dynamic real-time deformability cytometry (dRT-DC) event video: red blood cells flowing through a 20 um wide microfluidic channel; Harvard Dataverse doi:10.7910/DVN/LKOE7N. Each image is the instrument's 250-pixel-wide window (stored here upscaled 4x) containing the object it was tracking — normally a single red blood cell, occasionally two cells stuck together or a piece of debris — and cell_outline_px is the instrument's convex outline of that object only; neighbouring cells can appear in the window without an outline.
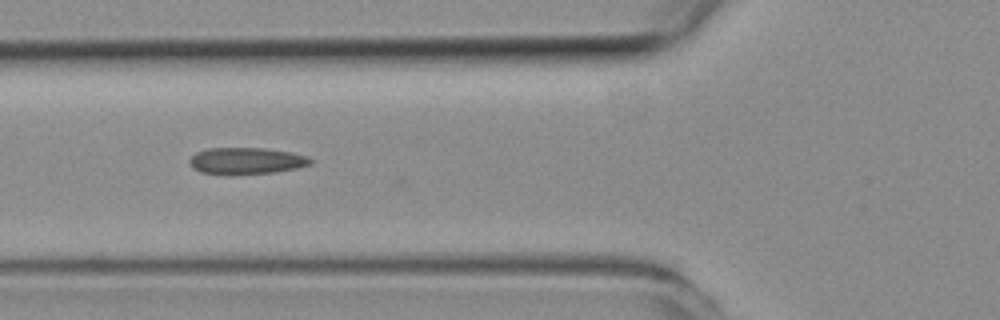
{"species": "common noctule bat (a hibernating species)", "species_latin": "Nyctalus noctula", "temperature_condition": "room temperature", "stored_images_in_passage": 38, "camera_frame_rate_fps": 3000, "um_per_image_px": 0.085, "animal": {"sex": "female", "body_mass_g": 19.3, "forearm_length_mm": 54.1}, "frame": {"image": 1, "passage_image": 6, "time_ms": 1.667, "image_size_px": [1000, 320], "cell_outline_px": [[312, 164], [296, 168], [272, 172], [232, 176], [200, 172], [192, 168], [188, 164], [188, 160], [196, 152], [208, 148], [264, 148], [288, 152], [308, 156], [312, 160]], "centroid_in_image_um": [20.87, 13.69], "position_along_channel_um": 104.9, "area_um2": 19.07}}
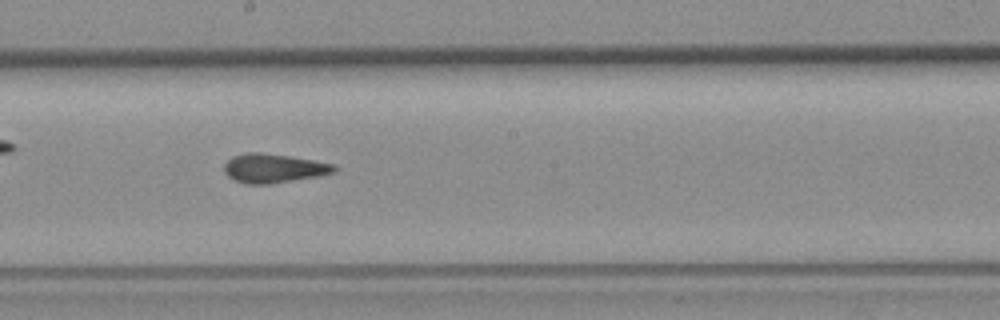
{"frame": {"image": 2, "passage_image": 15, "time_ms": 4.667, "image_size_px": [1000, 320], "cell_outline_px": [[336, 172], [320, 176], [268, 184], [244, 184], [228, 176], [224, 172], [224, 164], [232, 156], [248, 152], [260, 152], [288, 156], [312, 160], [332, 164], [336, 168]], "centroid_in_image_um": [23.23, 14.31], "position_along_channel_um": 225.0, "area_um2": 18.5}}
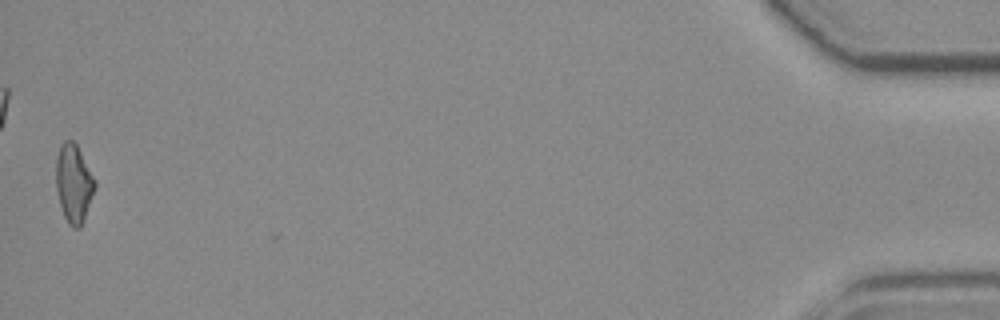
{"frame": {"image": 3, "passage_image": 38, "time_ms": 12.333, "image_size_px": [1000, 320], "cell_outline_px": [[96, 184], [84, 220], [80, 228], [72, 228], [68, 224], [64, 216], [60, 204], [56, 188], [56, 156], [60, 144], [64, 140], [72, 140], [76, 144], [96, 180]], "centroid_in_image_um": [6.26, 15.58], "position_along_channel_um": 428.9, "area_um2": 17.74}, "authors_computed_cell_mechanics": {"area_um2": 17.8024, "velocity_mm_per_s": 4.0026, "shape_relaxation_time_tau1_ms": null, "shape_relaxation_time_tau2_ms": 2.5675, "deformation_change_tau1": null, "deformation_change_tau2": 0.1123}}